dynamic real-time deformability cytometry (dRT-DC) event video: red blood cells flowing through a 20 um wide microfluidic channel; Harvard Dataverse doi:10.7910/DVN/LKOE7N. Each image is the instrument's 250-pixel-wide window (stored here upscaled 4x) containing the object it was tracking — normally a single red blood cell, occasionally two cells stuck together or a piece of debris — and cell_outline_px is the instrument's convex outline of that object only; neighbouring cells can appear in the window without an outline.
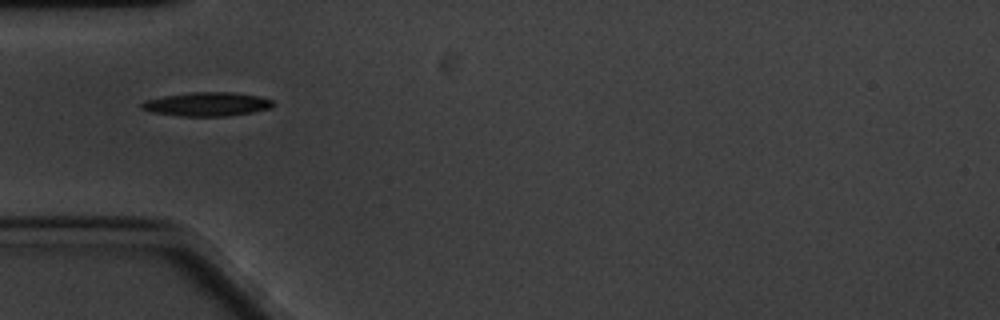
{"species": "common noctule bat (a hibernating species)", "species_latin": "Nyctalus noctula", "temperature_condition": "cold", "stored_images_in_passage": 43, "camera_frame_rate_fps": 3000, "um_per_image_px": 0.085, "animal": {"sex": "male", "body_mass_g": 20.1, "forearm_length_mm": 53.5}, "frame": {"image": 1, "passage_image": 1, "time_ms": 0.0, "image_size_px": [1000, 320], "cell_outline_px": [[276, 104], [272, 108], [252, 112], [224, 116], [180, 116], [152, 112], [140, 108], [140, 104], [144, 100], [164, 96], [192, 92], [232, 92], [256, 96], [272, 100]], "centroid_in_image_um": [17.58, 8.85], "position_along_channel_um": 67.4, "area_um2": 18.21}}
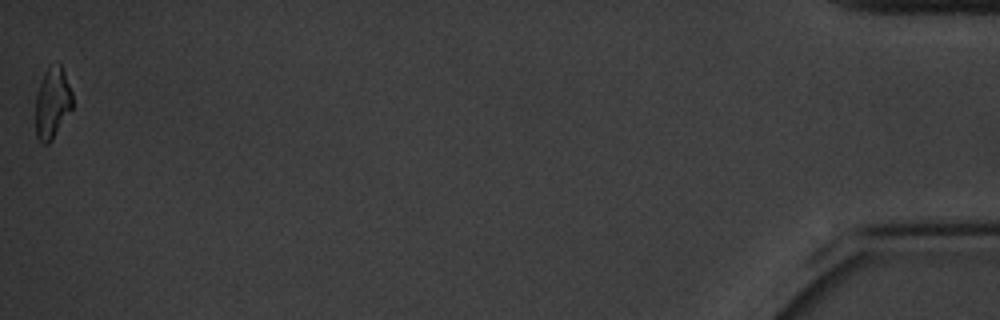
{"frame": {"image": 2, "passage_image": 43, "time_ms": 14.0, "image_size_px": [1000, 320], "cell_outline_px": [[72, 108], [52, 140], [48, 144], [44, 144], [36, 136], [36, 96], [40, 80], [44, 72], [48, 68], [60, 64], [64, 72], [72, 92]], "centroid_in_image_um": [4.44, 8.77], "position_along_channel_um": 430.8, "area_um2": 15.09}, "authors_computed_cell_mechanics": {"area_um2": 16.762, "velocity_mm_per_s": 3.2859, "shape_relaxation_time_tau1_ms": 2.4108, "shape_relaxation_time_tau2_ms": null, "deformation_change_tau1": 0.1494, "deformation_change_tau2": null}}